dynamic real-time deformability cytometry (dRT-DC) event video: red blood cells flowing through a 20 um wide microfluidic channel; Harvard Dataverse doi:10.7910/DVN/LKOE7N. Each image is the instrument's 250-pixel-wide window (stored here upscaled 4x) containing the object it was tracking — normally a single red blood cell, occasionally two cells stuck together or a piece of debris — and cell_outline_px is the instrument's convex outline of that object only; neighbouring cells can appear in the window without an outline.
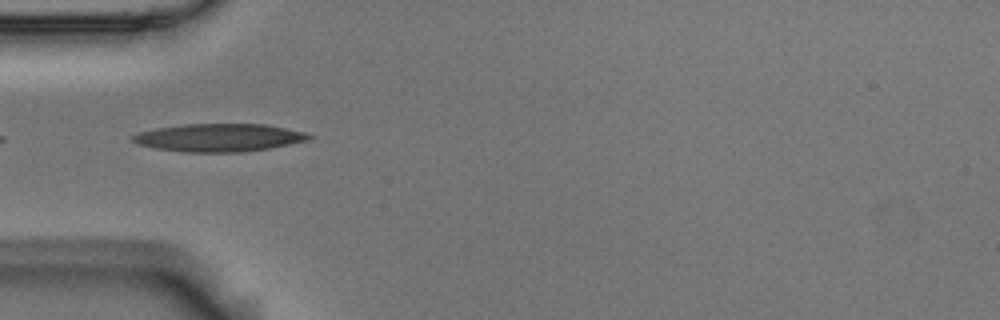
{"species": "Egyptian fruit bat (a non-hibernating species)", "species_latin": "Rousettus aegyptiacus", "temperature_condition": "room temperature", "stored_images_in_passage": 6, "camera_frame_rate_fps": 3000, "um_per_image_px": 0.085, "animal": {"sex": "male"}, "frame": {"image": 1, "passage_image": 1, "time_ms": 0.0, "image_size_px": [1000, 320], "cell_outline_px": [[316, 136], [312, 140], [272, 148], [240, 152], [184, 152], [156, 148], [140, 144], [132, 140], [132, 136], [136, 132], [156, 128], [184, 124], [264, 124], [304, 132]], "centroid_in_image_um": [18.67, 11.7], "position_along_channel_um": 66.3, "area_um2": 28.78}}